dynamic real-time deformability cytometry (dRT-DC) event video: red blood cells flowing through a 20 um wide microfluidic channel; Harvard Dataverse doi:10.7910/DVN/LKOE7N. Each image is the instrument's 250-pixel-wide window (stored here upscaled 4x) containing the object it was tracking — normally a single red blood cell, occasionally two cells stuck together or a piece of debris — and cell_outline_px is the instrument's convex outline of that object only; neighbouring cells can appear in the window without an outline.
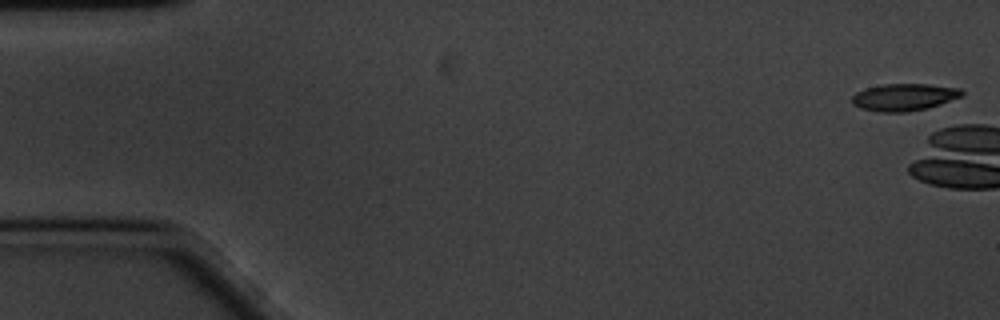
{"species": "common noctule bat (a hibernating species)", "species_latin": "Nyctalus noctula", "temperature_condition": "cold", "stored_images_in_passage": 4, "camera_frame_rate_fps": 3000, "um_per_image_px": 0.085, "animal": {"sex": "male", "body_mass_g": 20.1, "forearm_length_mm": 53.5}, "frame": {"image": 1, "passage_image": 1, "time_ms": 0.0, "image_size_px": [1000, 320], "cell_outline_px": [[964, 96], [928, 108], [908, 112], [880, 112], [860, 108], [852, 104], [852, 96], [856, 92], [864, 88], [880, 84], [928, 84], [960, 88], [964, 92]], "centroid_in_image_um": [76.85, 8.25], "position_along_channel_um": 8.2, "area_um2": 17.63}}